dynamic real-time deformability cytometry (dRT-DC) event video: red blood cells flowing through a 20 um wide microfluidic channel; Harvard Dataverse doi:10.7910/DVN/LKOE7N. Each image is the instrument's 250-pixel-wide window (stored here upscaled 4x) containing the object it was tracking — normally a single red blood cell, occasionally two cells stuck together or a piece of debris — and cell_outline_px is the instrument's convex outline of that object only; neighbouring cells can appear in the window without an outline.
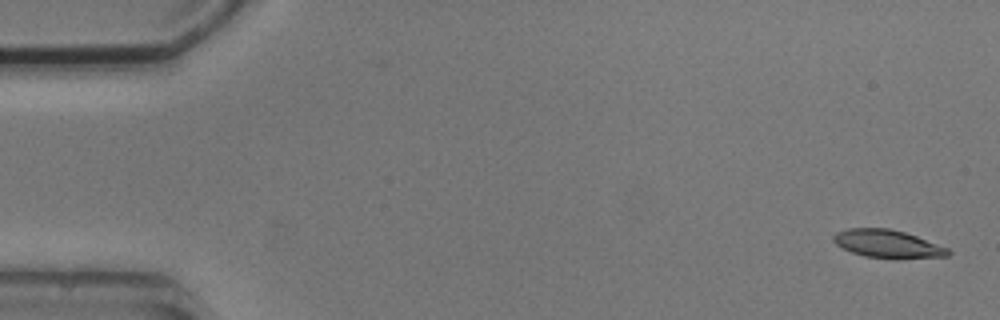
{"species": "common noctule bat (a hibernating species)", "species_latin": "Nyctalus noctula", "temperature_condition": "cold", "stored_images_in_passage": 4, "camera_frame_rate_fps": 3000, "um_per_image_px": 0.085, "animal": {"sex": "male", "body_mass_g": 20.5, "forearm_length_mm": 52.5}, "frame": {"image": 1, "passage_image": 1, "time_ms": 0.0, "image_size_px": [1000, 320], "cell_outline_px": [[952, 252], [948, 256], [896, 260], [864, 256], [852, 252], [836, 244], [832, 240], [832, 236], [836, 232], [848, 228], [888, 228], [904, 232], [916, 236], [948, 248]], "centroid_in_image_um": [75.46, 20.75], "position_along_channel_um": 9.5, "area_um2": 18.96}}
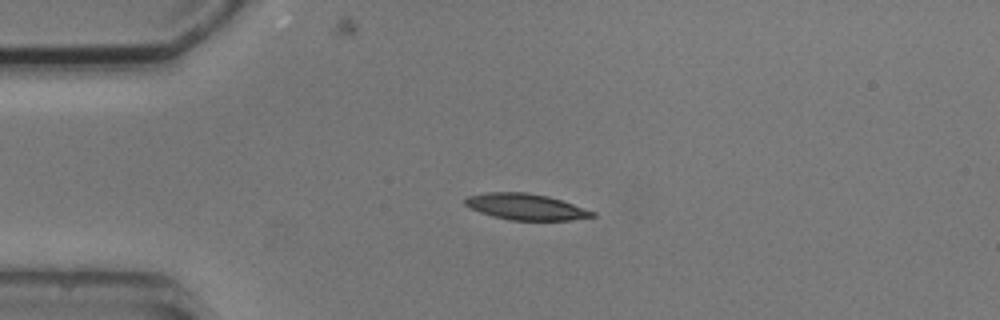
{"frame": {"image": 2, "passage_image": 3, "time_ms": 3.667, "image_size_px": [1000, 320], "cell_outline_px": [[596, 216], [572, 220], [508, 220], [492, 216], [480, 212], [464, 204], [464, 200], [468, 196], [488, 192], [528, 192], [548, 196], [596, 212]], "centroid_in_image_um": [44.69, 17.58], "position_along_channel_um": 40.3, "area_um2": 19.31}}